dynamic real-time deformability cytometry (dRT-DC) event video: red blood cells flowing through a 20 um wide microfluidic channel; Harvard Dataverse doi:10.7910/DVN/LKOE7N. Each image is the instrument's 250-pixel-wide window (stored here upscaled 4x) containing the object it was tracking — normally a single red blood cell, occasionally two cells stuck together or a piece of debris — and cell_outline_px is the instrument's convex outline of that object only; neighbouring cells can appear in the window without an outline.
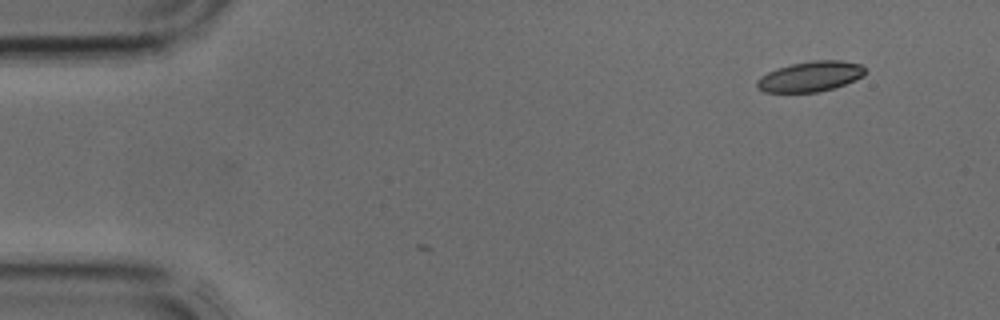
{"species": "common noctule bat (a hibernating species)", "species_latin": "Nyctalus noctula", "temperature_condition": "cold", "stored_images_in_passage": 4, "segment_of_instrument_passage": [1, 2], "camera_frame_rate_fps": 3000, "um_per_image_px": 0.085, "animal": {"sex": "male", "body_mass_g": 17.9, "forearm_length_mm": 54.2}, "frame": {"image": 1, "passage_image": 1, "time_ms": 0.0, "image_size_px": [1000, 320], "cell_outline_px": [[868, 72], [864, 76], [856, 80], [832, 88], [816, 92], [764, 92], [756, 88], [756, 80], [760, 76], [776, 68], [792, 64], [812, 60], [840, 60], [860, 64], [868, 68]], "centroid_in_image_um": [68.9, 6.49], "position_along_channel_um": 16.1, "area_um2": 19.31}}
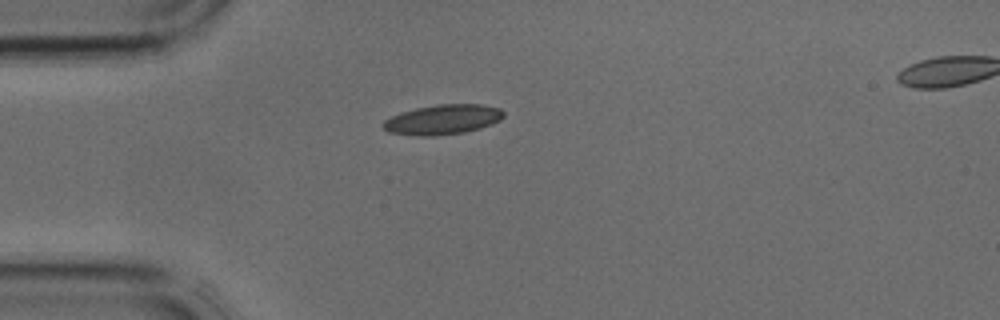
{"frame": {"image": 2, "passage_image": 3, "time_ms": 0.667, "image_size_px": [1000, 320], "cell_outline_px": [[504, 116], [500, 120], [492, 124], [480, 128], [464, 132], [432, 136], [420, 136], [388, 132], [380, 124], [384, 120], [400, 112], [416, 108], [436, 104], [480, 104], [500, 108], [504, 112]], "centroid_in_image_um": [37.62, 10.15], "position_along_channel_um": 47.4, "area_um2": 21.04}}